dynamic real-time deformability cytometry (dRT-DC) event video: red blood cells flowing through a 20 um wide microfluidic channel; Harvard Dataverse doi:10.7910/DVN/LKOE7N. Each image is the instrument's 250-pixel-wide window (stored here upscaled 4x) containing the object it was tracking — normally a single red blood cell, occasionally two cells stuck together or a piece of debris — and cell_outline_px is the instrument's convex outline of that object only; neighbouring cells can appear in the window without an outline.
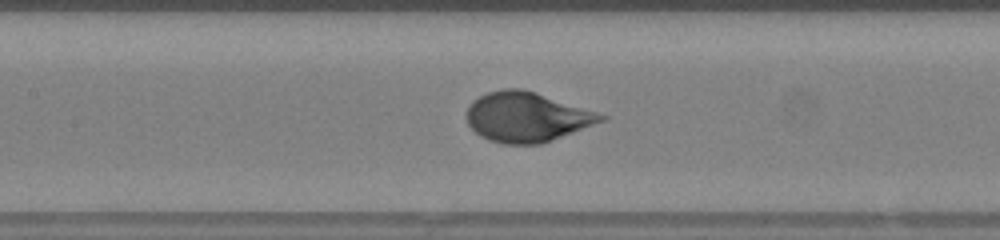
{"species": "human", "species_latin": "Homo sapiens", "temperature_condition": "warm", "stored_images_in_passage": 49, "camera_frame_rate_fps": 3000, "um_per_image_px": 0.085, "donor": {"sex": "female"}, "frame": {"image": 1, "passage_image": 22, "time_ms": 7.0, "image_size_px": [1000, 240], "cell_outline_px": [[608, 116], [604, 120], [552, 140], [540, 144], [504, 144], [488, 140], [480, 136], [468, 124], [468, 108], [472, 100], [488, 92], [504, 88], [520, 88], [536, 92]], "centroid_in_image_um": [44.74, 9.94], "position_along_channel_um": 162.7, "area_um2": 38.49}}